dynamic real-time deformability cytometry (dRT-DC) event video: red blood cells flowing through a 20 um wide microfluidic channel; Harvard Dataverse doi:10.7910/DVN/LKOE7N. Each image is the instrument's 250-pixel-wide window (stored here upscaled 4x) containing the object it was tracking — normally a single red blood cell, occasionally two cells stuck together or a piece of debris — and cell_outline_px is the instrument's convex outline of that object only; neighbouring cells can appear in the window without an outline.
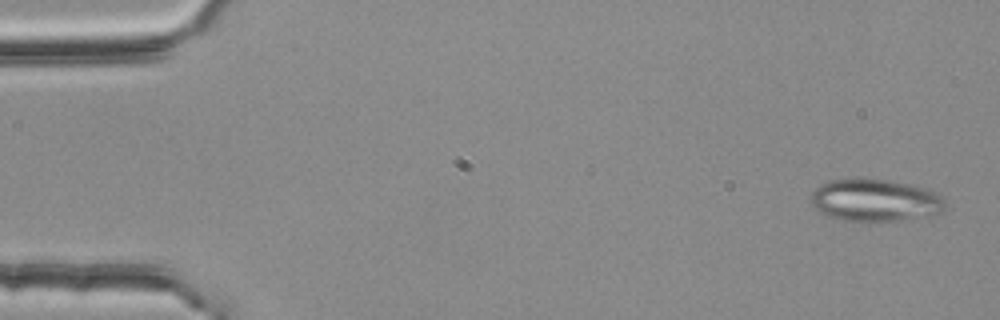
{"species": "common noctule bat (a hibernating species)", "species_latin": "Nyctalus noctula", "temperature_condition": "room temperature", "stored_images_in_passage": 55, "segment_of_instrument_passage": [1, 2], "camera_frame_rate_fps": 3000, "um_per_image_px": 0.085, "animal": {"sex": "female", "body_mass_g": 25.1}, "frame": {"image": 1, "passage_image": 2, "time_ms": 0.333, "image_size_px": [1000, 320], "cell_outline_px": [[944, 208], [940, 212], [932, 216], [904, 220], [868, 224], [836, 220], [820, 212], [812, 204], [812, 192], [820, 184], [828, 180], [888, 180], [912, 184], [928, 188], [936, 192], [944, 200]], "centroid_in_image_um": [74.4, 17.08], "position_along_channel_um": 10.6, "area_um2": 33.81}}